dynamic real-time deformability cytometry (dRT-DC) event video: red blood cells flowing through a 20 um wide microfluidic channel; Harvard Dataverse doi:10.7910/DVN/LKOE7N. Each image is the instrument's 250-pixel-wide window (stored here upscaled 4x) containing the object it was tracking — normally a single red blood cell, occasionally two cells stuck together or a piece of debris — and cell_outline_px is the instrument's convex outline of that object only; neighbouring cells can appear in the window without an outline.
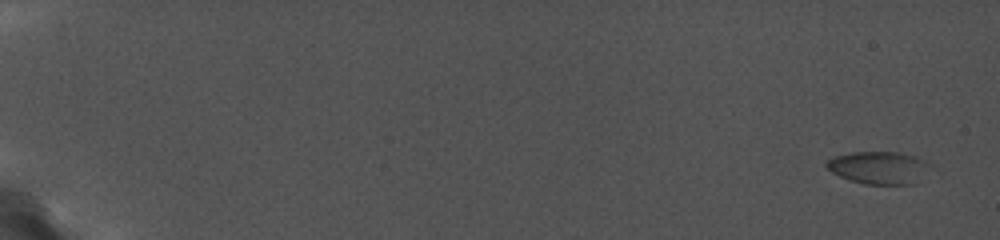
{"species": "common noctule bat (a hibernating species)", "species_latin": "Nyctalus noctula", "temperature_condition": "cold", "stored_images_in_passage": 31, "camera_frame_rate_fps": 5000, "um_per_image_px": 0.085, "animal": {"sex": "female", "body_mass_g": 19.0, "forearm_length_mm": 56.7}, "frame": {"image": 1, "passage_image": 1, "time_ms": 0.0, "image_size_px": [1000, 240], "cell_outline_px": [[932, 168], [916, 184], [864, 184], [848, 180], [832, 172], [824, 164], [828, 160], [836, 156], [852, 152], [900, 152], [916, 156], [932, 164]], "centroid_in_image_um": [74.77, 14.25], "position_along_channel_um": 10.2, "area_um2": 19.94}}
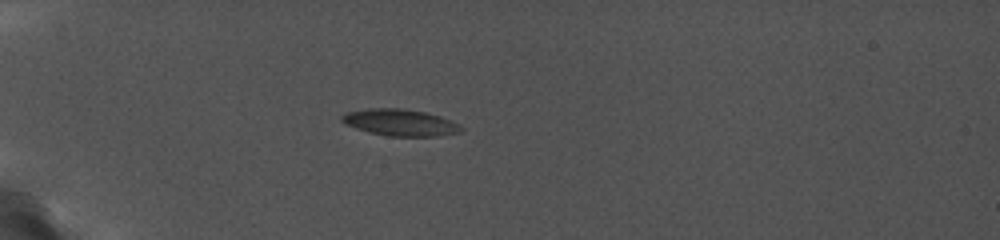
{"frame": {"image": 2, "passage_image": 17, "time_ms": 6.0, "image_size_px": [1000, 240], "cell_outline_px": [[464, 128], [460, 132], [440, 136], [388, 136], [368, 132], [344, 124], [340, 120], [340, 116], [348, 112], [372, 108], [396, 108], [424, 112], [448, 120]], "centroid_in_image_um": [33.95, 10.43], "position_along_channel_um": 51.0, "area_um2": 18.21}}
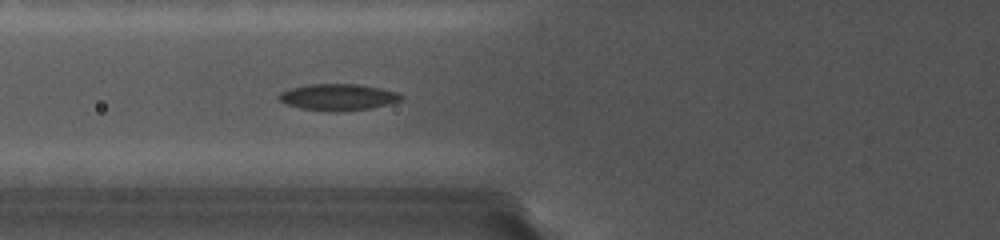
{"frame": {"image": 3, "passage_image": 23, "time_ms": 8.2, "image_size_px": [1000, 240], "cell_outline_px": [[404, 100], [372, 108], [340, 112], [328, 112], [300, 108], [288, 104], [280, 100], [280, 92], [292, 88], [312, 84], [356, 84], [380, 88], [396, 92], [404, 96]], "centroid_in_image_um": [28.79, 8.27], "position_along_channel_um": 97.0, "area_um2": 18.84}}